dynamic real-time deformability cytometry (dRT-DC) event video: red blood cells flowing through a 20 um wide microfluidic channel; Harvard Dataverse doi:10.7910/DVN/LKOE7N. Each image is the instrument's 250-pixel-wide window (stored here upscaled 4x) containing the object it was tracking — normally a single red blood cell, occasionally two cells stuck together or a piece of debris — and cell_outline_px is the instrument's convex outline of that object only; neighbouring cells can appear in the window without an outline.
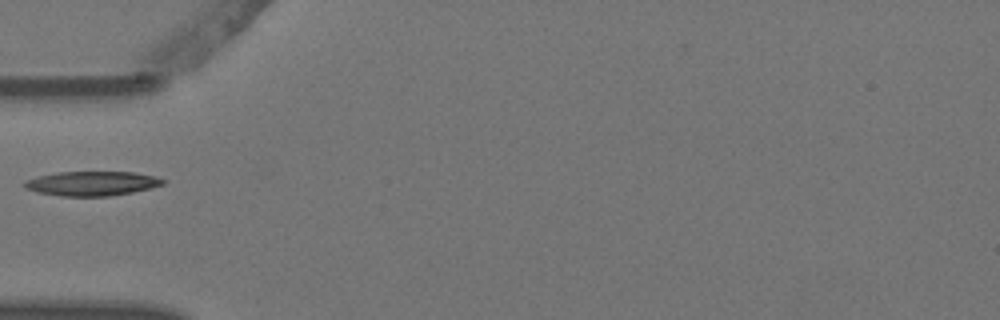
{"species": "Egyptian fruit bat (a non-hibernating species)", "species_latin": "Rousettus aegyptiacus", "temperature_condition": "warm", "stored_images_in_passage": 2, "camera_frame_rate_fps": 3000, "um_per_image_px": 0.085, "animal": {"sex": "female"}, "frame": {"image": 1, "passage_image": 2, "time_ms": 0.333, "image_size_px": [1000, 320], "cell_outline_px": [[164, 184], [132, 192], [108, 196], [60, 196], [36, 192], [24, 188], [24, 180], [36, 176], [56, 172], [136, 172], [156, 176], [164, 180]], "centroid_in_image_um": [7.75, 15.59], "position_along_channel_um": 77.2, "area_um2": 19.77}}